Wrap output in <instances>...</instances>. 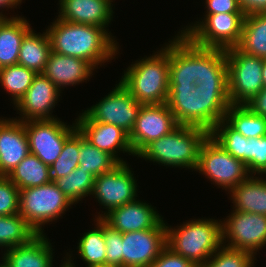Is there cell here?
<instances>
[{
    "instance_id": "cell-31",
    "label": "cell",
    "mask_w": 266,
    "mask_h": 267,
    "mask_svg": "<svg viewBox=\"0 0 266 267\" xmlns=\"http://www.w3.org/2000/svg\"><path fill=\"white\" fill-rule=\"evenodd\" d=\"M95 220L96 227L84 233L77 246L78 254L87 263L86 267L105 265L104 221L101 218Z\"/></svg>"
},
{
    "instance_id": "cell-39",
    "label": "cell",
    "mask_w": 266,
    "mask_h": 267,
    "mask_svg": "<svg viewBox=\"0 0 266 267\" xmlns=\"http://www.w3.org/2000/svg\"><path fill=\"white\" fill-rule=\"evenodd\" d=\"M244 164L250 175L259 174L266 166V136L246 138Z\"/></svg>"
},
{
    "instance_id": "cell-28",
    "label": "cell",
    "mask_w": 266,
    "mask_h": 267,
    "mask_svg": "<svg viewBox=\"0 0 266 267\" xmlns=\"http://www.w3.org/2000/svg\"><path fill=\"white\" fill-rule=\"evenodd\" d=\"M237 48L247 55L266 59V13L245 15Z\"/></svg>"
},
{
    "instance_id": "cell-10",
    "label": "cell",
    "mask_w": 266,
    "mask_h": 267,
    "mask_svg": "<svg viewBox=\"0 0 266 267\" xmlns=\"http://www.w3.org/2000/svg\"><path fill=\"white\" fill-rule=\"evenodd\" d=\"M196 170L228 193L250 175L246 165L226 152L211 136L201 146Z\"/></svg>"
},
{
    "instance_id": "cell-16",
    "label": "cell",
    "mask_w": 266,
    "mask_h": 267,
    "mask_svg": "<svg viewBox=\"0 0 266 267\" xmlns=\"http://www.w3.org/2000/svg\"><path fill=\"white\" fill-rule=\"evenodd\" d=\"M62 89L59 90L43 74H37L32 81L31 86L27 92L15 105V108L20 112V118L16 120H43L56 119L52 115V110L59 101V96Z\"/></svg>"
},
{
    "instance_id": "cell-46",
    "label": "cell",
    "mask_w": 266,
    "mask_h": 267,
    "mask_svg": "<svg viewBox=\"0 0 266 267\" xmlns=\"http://www.w3.org/2000/svg\"><path fill=\"white\" fill-rule=\"evenodd\" d=\"M22 3V0H0V9L2 10V8L7 7V9L9 8H16L19 4ZM0 18H7V16H5V14H2V11L0 12Z\"/></svg>"
},
{
    "instance_id": "cell-9",
    "label": "cell",
    "mask_w": 266,
    "mask_h": 267,
    "mask_svg": "<svg viewBox=\"0 0 266 267\" xmlns=\"http://www.w3.org/2000/svg\"><path fill=\"white\" fill-rule=\"evenodd\" d=\"M142 104L119 82L98 103L84 110L76 122H101L122 128L130 134Z\"/></svg>"
},
{
    "instance_id": "cell-34",
    "label": "cell",
    "mask_w": 266,
    "mask_h": 267,
    "mask_svg": "<svg viewBox=\"0 0 266 267\" xmlns=\"http://www.w3.org/2000/svg\"><path fill=\"white\" fill-rule=\"evenodd\" d=\"M36 75L33 70L19 64L0 69V84L11 95L14 106L27 92Z\"/></svg>"
},
{
    "instance_id": "cell-2",
    "label": "cell",
    "mask_w": 266,
    "mask_h": 267,
    "mask_svg": "<svg viewBox=\"0 0 266 267\" xmlns=\"http://www.w3.org/2000/svg\"><path fill=\"white\" fill-rule=\"evenodd\" d=\"M167 105L179 125L211 131L231 105L228 91L197 90L195 86L169 85Z\"/></svg>"
},
{
    "instance_id": "cell-26",
    "label": "cell",
    "mask_w": 266,
    "mask_h": 267,
    "mask_svg": "<svg viewBox=\"0 0 266 267\" xmlns=\"http://www.w3.org/2000/svg\"><path fill=\"white\" fill-rule=\"evenodd\" d=\"M24 17L0 18V69L18 64L19 50L31 26Z\"/></svg>"
},
{
    "instance_id": "cell-44",
    "label": "cell",
    "mask_w": 266,
    "mask_h": 267,
    "mask_svg": "<svg viewBox=\"0 0 266 267\" xmlns=\"http://www.w3.org/2000/svg\"><path fill=\"white\" fill-rule=\"evenodd\" d=\"M253 113L266 118V88L245 104Z\"/></svg>"
},
{
    "instance_id": "cell-17",
    "label": "cell",
    "mask_w": 266,
    "mask_h": 267,
    "mask_svg": "<svg viewBox=\"0 0 266 267\" xmlns=\"http://www.w3.org/2000/svg\"><path fill=\"white\" fill-rule=\"evenodd\" d=\"M169 42V85L195 86L199 72V46L178 32Z\"/></svg>"
},
{
    "instance_id": "cell-24",
    "label": "cell",
    "mask_w": 266,
    "mask_h": 267,
    "mask_svg": "<svg viewBox=\"0 0 266 267\" xmlns=\"http://www.w3.org/2000/svg\"><path fill=\"white\" fill-rule=\"evenodd\" d=\"M45 234L28 243L4 251L2 258L10 267H53V248Z\"/></svg>"
},
{
    "instance_id": "cell-33",
    "label": "cell",
    "mask_w": 266,
    "mask_h": 267,
    "mask_svg": "<svg viewBox=\"0 0 266 267\" xmlns=\"http://www.w3.org/2000/svg\"><path fill=\"white\" fill-rule=\"evenodd\" d=\"M119 162L109 153L93 146L80 132L79 166L94 178L112 170Z\"/></svg>"
},
{
    "instance_id": "cell-45",
    "label": "cell",
    "mask_w": 266,
    "mask_h": 267,
    "mask_svg": "<svg viewBox=\"0 0 266 267\" xmlns=\"http://www.w3.org/2000/svg\"><path fill=\"white\" fill-rule=\"evenodd\" d=\"M245 15L266 13V0H238Z\"/></svg>"
},
{
    "instance_id": "cell-43",
    "label": "cell",
    "mask_w": 266,
    "mask_h": 267,
    "mask_svg": "<svg viewBox=\"0 0 266 267\" xmlns=\"http://www.w3.org/2000/svg\"><path fill=\"white\" fill-rule=\"evenodd\" d=\"M206 13L217 14V13H244L238 0H206Z\"/></svg>"
},
{
    "instance_id": "cell-29",
    "label": "cell",
    "mask_w": 266,
    "mask_h": 267,
    "mask_svg": "<svg viewBox=\"0 0 266 267\" xmlns=\"http://www.w3.org/2000/svg\"><path fill=\"white\" fill-rule=\"evenodd\" d=\"M7 177L19 190L51 182L50 167L33 154H28L21 160Z\"/></svg>"
},
{
    "instance_id": "cell-23",
    "label": "cell",
    "mask_w": 266,
    "mask_h": 267,
    "mask_svg": "<svg viewBox=\"0 0 266 267\" xmlns=\"http://www.w3.org/2000/svg\"><path fill=\"white\" fill-rule=\"evenodd\" d=\"M195 88L199 91H228L225 50L199 46V72Z\"/></svg>"
},
{
    "instance_id": "cell-21",
    "label": "cell",
    "mask_w": 266,
    "mask_h": 267,
    "mask_svg": "<svg viewBox=\"0 0 266 267\" xmlns=\"http://www.w3.org/2000/svg\"><path fill=\"white\" fill-rule=\"evenodd\" d=\"M76 124L79 131L93 146L109 153L119 163L125 162L118 157L117 153L120 151L135 156L130 145L129 134L122 128L101 122H76Z\"/></svg>"
},
{
    "instance_id": "cell-47",
    "label": "cell",
    "mask_w": 266,
    "mask_h": 267,
    "mask_svg": "<svg viewBox=\"0 0 266 267\" xmlns=\"http://www.w3.org/2000/svg\"><path fill=\"white\" fill-rule=\"evenodd\" d=\"M69 256V257H68ZM67 256V258L66 259H64V260H66V261H64L63 262V264L62 265H60L61 267H75V265H74V261L72 260V258H71V254L70 255H68ZM69 258V259H68ZM71 258V259H70Z\"/></svg>"
},
{
    "instance_id": "cell-50",
    "label": "cell",
    "mask_w": 266,
    "mask_h": 267,
    "mask_svg": "<svg viewBox=\"0 0 266 267\" xmlns=\"http://www.w3.org/2000/svg\"><path fill=\"white\" fill-rule=\"evenodd\" d=\"M91 267H118V266H113V265H96V266H91Z\"/></svg>"
},
{
    "instance_id": "cell-27",
    "label": "cell",
    "mask_w": 266,
    "mask_h": 267,
    "mask_svg": "<svg viewBox=\"0 0 266 267\" xmlns=\"http://www.w3.org/2000/svg\"><path fill=\"white\" fill-rule=\"evenodd\" d=\"M51 42L47 31L36 34L32 28L25 34L19 50L18 64L42 74L50 56Z\"/></svg>"
},
{
    "instance_id": "cell-20",
    "label": "cell",
    "mask_w": 266,
    "mask_h": 267,
    "mask_svg": "<svg viewBox=\"0 0 266 267\" xmlns=\"http://www.w3.org/2000/svg\"><path fill=\"white\" fill-rule=\"evenodd\" d=\"M113 0H59L57 18L76 24L108 27L113 18Z\"/></svg>"
},
{
    "instance_id": "cell-38",
    "label": "cell",
    "mask_w": 266,
    "mask_h": 267,
    "mask_svg": "<svg viewBox=\"0 0 266 267\" xmlns=\"http://www.w3.org/2000/svg\"><path fill=\"white\" fill-rule=\"evenodd\" d=\"M255 259L248 251L222 244L205 263L198 267H254Z\"/></svg>"
},
{
    "instance_id": "cell-8",
    "label": "cell",
    "mask_w": 266,
    "mask_h": 267,
    "mask_svg": "<svg viewBox=\"0 0 266 267\" xmlns=\"http://www.w3.org/2000/svg\"><path fill=\"white\" fill-rule=\"evenodd\" d=\"M228 97L231 105H245L263 89V59L237 47L225 50Z\"/></svg>"
},
{
    "instance_id": "cell-7",
    "label": "cell",
    "mask_w": 266,
    "mask_h": 267,
    "mask_svg": "<svg viewBox=\"0 0 266 267\" xmlns=\"http://www.w3.org/2000/svg\"><path fill=\"white\" fill-rule=\"evenodd\" d=\"M244 18V13H205L202 21L180 32L197 46L226 50L239 45Z\"/></svg>"
},
{
    "instance_id": "cell-36",
    "label": "cell",
    "mask_w": 266,
    "mask_h": 267,
    "mask_svg": "<svg viewBox=\"0 0 266 267\" xmlns=\"http://www.w3.org/2000/svg\"><path fill=\"white\" fill-rule=\"evenodd\" d=\"M80 131L77 128L66 140L61 154L50 166L51 181L67 176L79 166Z\"/></svg>"
},
{
    "instance_id": "cell-48",
    "label": "cell",
    "mask_w": 266,
    "mask_h": 267,
    "mask_svg": "<svg viewBox=\"0 0 266 267\" xmlns=\"http://www.w3.org/2000/svg\"><path fill=\"white\" fill-rule=\"evenodd\" d=\"M262 78H263V88H266V59H263Z\"/></svg>"
},
{
    "instance_id": "cell-35",
    "label": "cell",
    "mask_w": 266,
    "mask_h": 267,
    "mask_svg": "<svg viewBox=\"0 0 266 267\" xmlns=\"http://www.w3.org/2000/svg\"><path fill=\"white\" fill-rule=\"evenodd\" d=\"M94 179L83 167H76L67 176L56 179L54 183L72 204H76L92 194Z\"/></svg>"
},
{
    "instance_id": "cell-22",
    "label": "cell",
    "mask_w": 266,
    "mask_h": 267,
    "mask_svg": "<svg viewBox=\"0 0 266 267\" xmlns=\"http://www.w3.org/2000/svg\"><path fill=\"white\" fill-rule=\"evenodd\" d=\"M94 70L95 67L84 59L51 51L42 74L60 90L90 79Z\"/></svg>"
},
{
    "instance_id": "cell-3",
    "label": "cell",
    "mask_w": 266,
    "mask_h": 267,
    "mask_svg": "<svg viewBox=\"0 0 266 267\" xmlns=\"http://www.w3.org/2000/svg\"><path fill=\"white\" fill-rule=\"evenodd\" d=\"M120 83L141 104L167 103L169 93V43L154 55L137 60Z\"/></svg>"
},
{
    "instance_id": "cell-41",
    "label": "cell",
    "mask_w": 266,
    "mask_h": 267,
    "mask_svg": "<svg viewBox=\"0 0 266 267\" xmlns=\"http://www.w3.org/2000/svg\"><path fill=\"white\" fill-rule=\"evenodd\" d=\"M105 264L123 267L122 233L104 222Z\"/></svg>"
},
{
    "instance_id": "cell-18",
    "label": "cell",
    "mask_w": 266,
    "mask_h": 267,
    "mask_svg": "<svg viewBox=\"0 0 266 267\" xmlns=\"http://www.w3.org/2000/svg\"><path fill=\"white\" fill-rule=\"evenodd\" d=\"M107 225L121 233L156 228L162 221V215L140 200L128 202L110 210L101 218Z\"/></svg>"
},
{
    "instance_id": "cell-32",
    "label": "cell",
    "mask_w": 266,
    "mask_h": 267,
    "mask_svg": "<svg viewBox=\"0 0 266 267\" xmlns=\"http://www.w3.org/2000/svg\"><path fill=\"white\" fill-rule=\"evenodd\" d=\"M37 233L19 213L0 216V247L7 249L28 243Z\"/></svg>"
},
{
    "instance_id": "cell-4",
    "label": "cell",
    "mask_w": 266,
    "mask_h": 267,
    "mask_svg": "<svg viewBox=\"0 0 266 267\" xmlns=\"http://www.w3.org/2000/svg\"><path fill=\"white\" fill-rule=\"evenodd\" d=\"M210 132L201 127L179 125L172 132L149 143L137 157L163 166L196 171L202 144Z\"/></svg>"
},
{
    "instance_id": "cell-49",
    "label": "cell",
    "mask_w": 266,
    "mask_h": 267,
    "mask_svg": "<svg viewBox=\"0 0 266 267\" xmlns=\"http://www.w3.org/2000/svg\"><path fill=\"white\" fill-rule=\"evenodd\" d=\"M1 259H2L1 260L2 262L0 263V267H10L3 258H1Z\"/></svg>"
},
{
    "instance_id": "cell-42",
    "label": "cell",
    "mask_w": 266,
    "mask_h": 267,
    "mask_svg": "<svg viewBox=\"0 0 266 267\" xmlns=\"http://www.w3.org/2000/svg\"><path fill=\"white\" fill-rule=\"evenodd\" d=\"M149 267H197L187 258L166 246Z\"/></svg>"
},
{
    "instance_id": "cell-37",
    "label": "cell",
    "mask_w": 266,
    "mask_h": 267,
    "mask_svg": "<svg viewBox=\"0 0 266 267\" xmlns=\"http://www.w3.org/2000/svg\"><path fill=\"white\" fill-rule=\"evenodd\" d=\"M210 136L226 152L244 163L246 138L234 130L224 119L210 131Z\"/></svg>"
},
{
    "instance_id": "cell-25",
    "label": "cell",
    "mask_w": 266,
    "mask_h": 267,
    "mask_svg": "<svg viewBox=\"0 0 266 267\" xmlns=\"http://www.w3.org/2000/svg\"><path fill=\"white\" fill-rule=\"evenodd\" d=\"M229 192L234 205L232 209L266 215V178L249 175Z\"/></svg>"
},
{
    "instance_id": "cell-51",
    "label": "cell",
    "mask_w": 266,
    "mask_h": 267,
    "mask_svg": "<svg viewBox=\"0 0 266 267\" xmlns=\"http://www.w3.org/2000/svg\"><path fill=\"white\" fill-rule=\"evenodd\" d=\"M263 174H266V166L264 167V169L259 173V175H263Z\"/></svg>"
},
{
    "instance_id": "cell-5",
    "label": "cell",
    "mask_w": 266,
    "mask_h": 267,
    "mask_svg": "<svg viewBox=\"0 0 266 267\" xmlns=\"http://www.w3.org/2000/svg\"><path fill=\"white\" fill-rule=\"evenodd\" d=\"M184 223L177 229L166 226L167 246L198 267L223 244L222 221L202 218Z\"/></svg>"
},
{
    "instance_id": "cell-12",
    "label": "cell",
    "mask_w": 266,
    "mask_h": 267,
    "mask_svg": "<svg viewBox=\"0 0 266 267\" xmlns=\"http://www.w3.org/2000/svg\"><path fill=\"white\" fill-rule=\"evenodd\" d=\"M222 243L255 256L266 245V215L232 210L222 220Z\"/></svg>"
},
{
    "instance_id": "cell-13",
    "label": "cell",
    "mask_w": 266,
    "mask_h": 267,
    "mask_svg": "<svg viewBox=\"0 0 266 267\" xmlns=\"http://www.w3.org/2000/svg\"><path fill=\"white\" fill-rule=\"evenodd\" d=\"M127 165L126 162L119 163L112 170L95 177L91 195L107 209L104 214L95 215L96 218H102L110 210L137 199V181Z\"/></svg>"
},
{
    "instance_id": "cell-6",
    "label": "cell",
    "mask_w": 266,
    "mask_h": 267,
    "mask_svg": "<svg viewBox=\"0 0 266 267\" xmlns=\"http://www.w3.org/2000/svg\"><path fill=\"white\" fill-rule=\"evenodd\" d=\"M71 205V201L52 181L20 190L19 214L37 234H44L42 226L57 220Z\"/></svg>"
},
{
    "instance_id": "cell-19",
    "label": "cell",
    "mask_w": 266,
    "mask_h": 267,
    "mask_svg": "<svg viewBox=\"0 0 266 267\" xmlns=\"http://www.w3.org/2000/svg\"><path fill=\"white\" fill-rule=\"evenodd\" d=\"M29 152L28 138L22 121L0 118V175L7 176Z\"/></svg>"
},
{
    "instance_id": "cell-40",
    "label": "cell",
    "mask_w": 266,
    "mask_h": 267,
    "mask_svg": "<svg viewBox=\"0 0 266 267\" xmlns=\"http://www.w3.org/2000/svg\"><path fill=\"white\" fill-rule=\"evenodd\" d=\"M20 190L4 175H0V216L19 213Z\"/></svg>"
},
{
    "instance_id": "cell-14",
    "label": "cell",
    "mask_w": 266,
    "mask_h": 267,
    "mask_svg": "<svg viewBox=\"0 0 266 267\" xmlns=\"http://www.w3.org/2000/svg\"><path fill=\"white\" fill-rule=\"evenodd\" d=\"M179 126L167 103L142 104L129 134L130 145L137 156L149 143L169 134Z\"/></svg>"
},
{
    "instance_id": "cell-15",
    "label": "cell",
    "mask_w": 266,
    "mask_h": 267,
    "mask_svg": "<svg viewBox=\"0 0 266 267\" xmlns=\"http://www.w3.org/2000/svg\"><path fill=\"white\" fill-rule=\"evenodd\" d=\"M166 226L122 233L123 267H149L167 246Z\"/></svg>"
},
{
    "instance_id": "cell-30",
    "label": "cell",
    "mask_w": 266,
    "mask_h": 267,
    "mask_svg": "<svg viewBox=\"0 0 266 267\" xmlns=\"http://www.w3.org/2000/svg\"><path fill=\"white\" fill-rule=\"evenodd\" d=\"M224 120L247 139L266 136V118L245 105H230Z\"/></svg>"
},
{
    "instance_id": "cell-11",
    "label": "cell",
    "mask_w": 266,
    "mask_h": 267,
    "mask_svg": "<svg viewBox=\"0 0 266 267\" xmlns=\"http://www.w3.org/2000/svg\"><path fill=\"white\" fill-rule=\"evenodd\" d=\"M29 152L51 166L62 152L65 140L77 129L76 121L67 125L58 119L27 120L23 122Z\"/></svg>"
},
{
    "instance_id": "cell-1",
    "label": "cell",
    "mask_w": 266,
    "mask_h": 267,
    "mask_svg": "<svg viewBox=\"0 0 266 267\" xmlns=\"http://www.w3.org/2000/svg\"><path fill=\"white\" fill-rule=\"evenodd\" d=\"M46 31L52 51L84 59L95 68L118 54V43L105 28L57 18Z\"/></svg>"
}]
</instances>
